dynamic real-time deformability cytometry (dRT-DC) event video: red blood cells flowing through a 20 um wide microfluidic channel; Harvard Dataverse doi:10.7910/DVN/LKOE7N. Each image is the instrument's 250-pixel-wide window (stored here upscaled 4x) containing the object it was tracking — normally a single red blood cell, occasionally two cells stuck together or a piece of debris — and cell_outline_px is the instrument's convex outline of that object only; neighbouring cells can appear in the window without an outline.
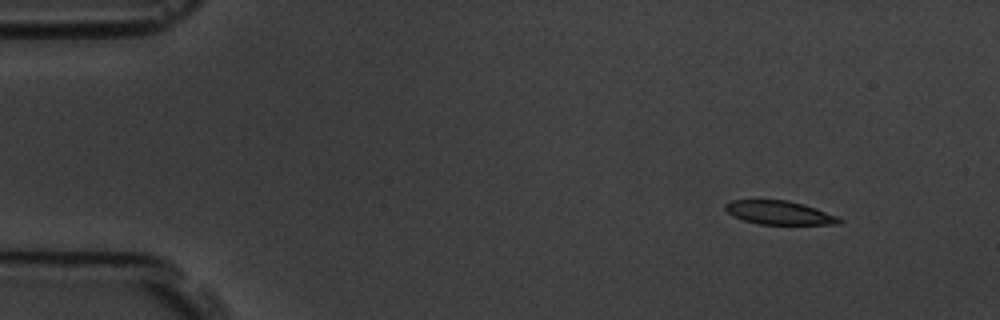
{"species": "common noctule bat (a hibernating species)", "species_latin": "Nyctalus noctula", "temperature_condition": "room temperature", "stored_images_in_passage": 5, "camera_frame_rate_fps": 3000, "um_per_image_px": 0.085, "animal": {"sex": "male", "body_mass_g": 19.5, "forearm_length_mm": 54.6}, "frame": {"image": 1, "passage_image": 1, "time_ms": 0.0, "image_size_px": [1000, 320], "cell_outline_px": [[844, 220], [840, 224], [760, 224], [744, 220], [732, 216], [724, 208], [724, 204], [732, 200], [788, 200], [804, 204], [840, 216]], "centroid_in_image_um": [66.28, 18.07], "position_along_channel_um": 18.7, "area_um2": 15.84}}
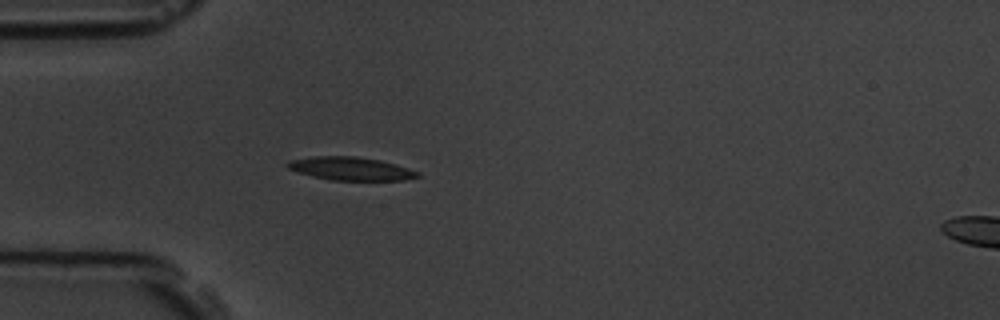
{"frame": {"image": 2, "passage_image": 4, "time_ms": 3.333, "image_size_px": [1000, 320], "cell_outline_px": [[420, 176], [404, 180], [332, 180], [312, 176], [288, 168], [284, 164], [288, 160], [312, 156], [356, 156], [380, 160], [396, 164], [420, 172]], "centroid_in_image_um": [29.8, 14.32], "position_along_channel_um": 55.2, "area_um2": 17.63}}